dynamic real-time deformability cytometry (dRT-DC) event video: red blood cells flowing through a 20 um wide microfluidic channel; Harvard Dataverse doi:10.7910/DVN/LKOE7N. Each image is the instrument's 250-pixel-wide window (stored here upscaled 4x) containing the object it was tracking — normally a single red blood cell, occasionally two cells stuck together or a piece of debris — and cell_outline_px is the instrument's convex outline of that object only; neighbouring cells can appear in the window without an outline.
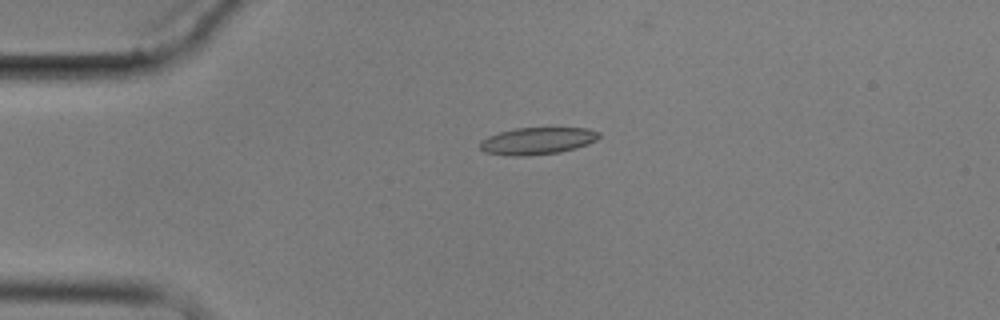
{"species": "common noctule bat (a hibernating species)", "species_latin": "Nyctalus noctula", "temperature_condition": "cold", "stored_images_in_passage": 5, "camera_frame_rate_fps": 3000, "um_per_image_px": 0.085, "animal": {"sex": "male", "body_mass_g": 17.9}, "frame": {"image": 1, "passage_image": 5, "time_ms": 5.333, "image_size_px": [1000, 320], "cell_outline_px": [[600, 136], [596, 140], [588, 144], [576, 148], [560, 152], [528, 156], [512, 156], [484, 152], [480, 148], [480, 140], [488, 136], [500, 132], [516, 128], [588, 128], [600, 132]], "centroid_in_image_um": [45.68, 11.98], "position_along_channel_um": 39.3, "area_um2": 18.84}}